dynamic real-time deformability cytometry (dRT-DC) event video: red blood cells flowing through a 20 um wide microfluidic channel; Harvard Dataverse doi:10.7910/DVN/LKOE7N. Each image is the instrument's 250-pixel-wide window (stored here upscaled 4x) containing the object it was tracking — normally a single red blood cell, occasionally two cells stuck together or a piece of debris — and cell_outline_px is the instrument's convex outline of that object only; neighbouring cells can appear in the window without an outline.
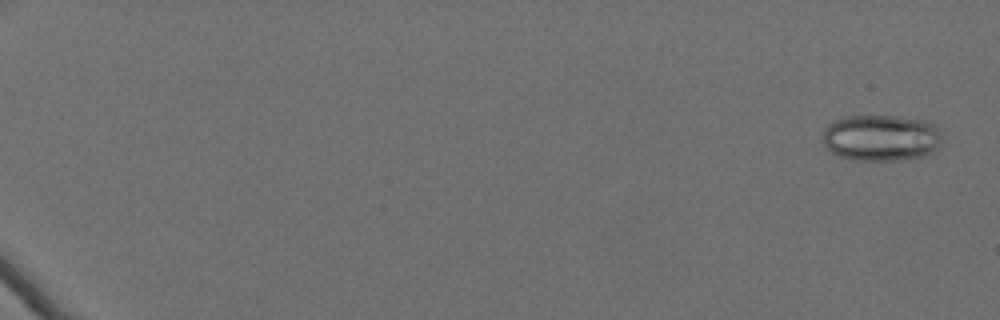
{"species": "Egyptian fruit bat (a non-hibernating species)", "species_latin": "Rousettus aegyptiacus", "temperature_condition": "cold", "stored_images_in_passage": 63, "camera_frame_rate_fps": 3000, "um_per_image_px": 0.085, "animal": {"sex": "female"}, "frame": {"image": 1, "passage_image": 3, "time_ms": 0.667, "image_size_px": [1000, 320], "cell_outline_px": [[940, 144], [932, 152], [924, 156], [896, 160], [852, 160], [840, 156], [824, 148], [824, 128], [828, 124], [836, 120], [848, 116], [896, 116], [928, 120], [936, 124], [940, 136]], "centroid_in_image_um": [74.89, 11.71], "position_along_channel_um": 10.1, "area_um2": 32.31}}
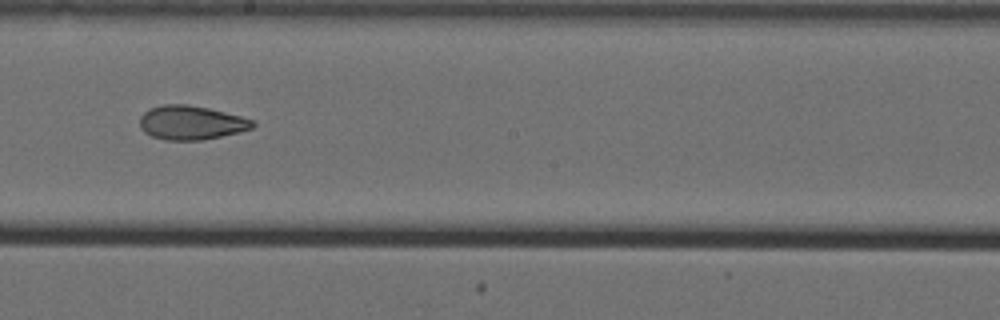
{"frame": {"image": 2, "passage_image": 40, "time_ms": 13.0, "image_size_px": [1000, 320], "cell_outline_px": [[256, 124], [252, 128], [240, 132], [204, 140], [164, 140], [152, 136], [144, 132], [140, 128], [140, 116], [144, 112], [152, 108], [164, 104], [188, 104], [208, 108], [256, 120]], "centroid_in_image_um": [16.27, 10.43], "position_along_channel_um": 231.9, "area_um2": 22.48}}
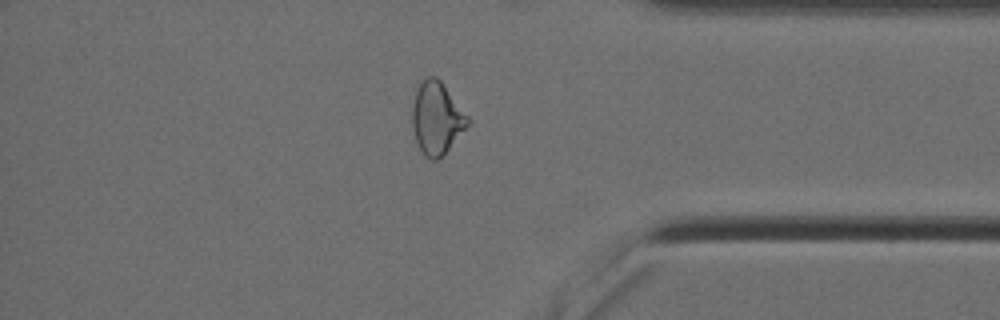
{"frame": {"image": 3, "passage_image": 55, "time_ms": 18.0, "image_size_px": [1000, 320], "cell_outline_px": [[472, 120], [448, 148], [436, 160], [432, 160], [424, 156], [416, 140], [412, 128], [412, 108], [416, 92], [420, 84], [428, 76], [436, 76], [440, 80]], "centroid_in_image_um": [37.12, 10.03], "position_along_channel_um": 398.1, "area_um2": 22.95}}